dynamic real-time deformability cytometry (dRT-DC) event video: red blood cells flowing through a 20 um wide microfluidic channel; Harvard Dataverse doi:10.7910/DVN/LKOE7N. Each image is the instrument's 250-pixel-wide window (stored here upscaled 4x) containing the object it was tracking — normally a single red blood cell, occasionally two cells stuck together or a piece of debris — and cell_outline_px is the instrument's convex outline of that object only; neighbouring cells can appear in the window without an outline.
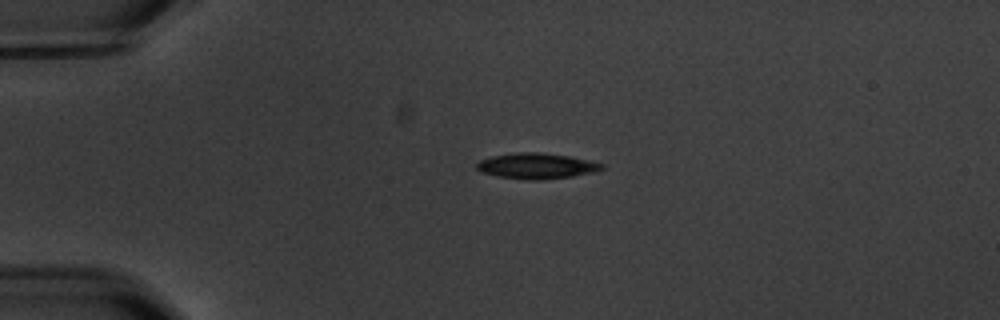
{"species": "common noctule bat (a hibernating species)", "species_latin": "Nyctalus noctula", "temperature_condition": "warm", "stored_images_in_passage": 3, "camera_frame_rate_fps": 3000, "um_per_image_px": 0.085, "animal": {"sex": "male", "body_mass_g": 20.1, "forearm_length_mm": 53.5}, "frame": {"image": 1, "passage_image": 2, "time_ms": 2.0, "image_size_px": [1000, 320], "cell_outline_px": [[604, 168], [596, 172], [572, 176], [540, 180], [532, 180], [500, 176], [480, 172], [476, 168], [476, 164], [480, 160], [492, 156], [516, 152], [540, 152], [568, 156], [588, 160], [604, 164]], "centroid_in_image_um": [45.61, 14.1], "position_along_channel_um": 39.4, "area_um2": 18.61}}